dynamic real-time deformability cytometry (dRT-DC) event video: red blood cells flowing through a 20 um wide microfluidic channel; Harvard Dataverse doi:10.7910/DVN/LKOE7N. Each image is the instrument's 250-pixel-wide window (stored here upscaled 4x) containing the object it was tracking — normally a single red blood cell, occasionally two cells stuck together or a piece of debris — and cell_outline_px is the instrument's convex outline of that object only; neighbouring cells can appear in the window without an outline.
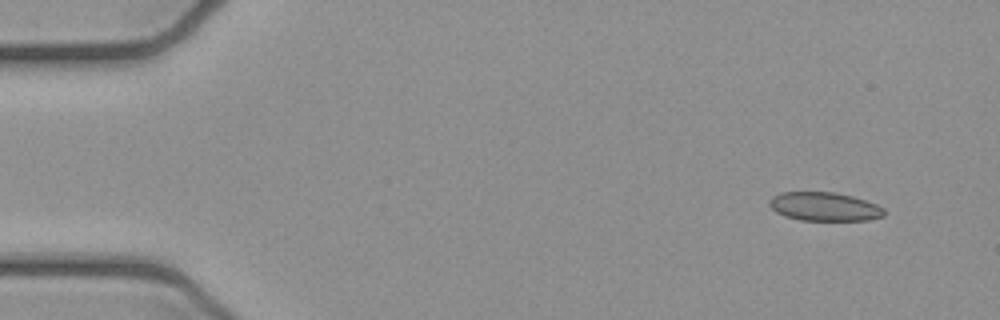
{"species": "common noctule bat (a hibernating species)", "species_latin": "Nyctalus noctula", "temperature_condition": "cold", "stored_images_in_passage": 6, "camera_frame_rate_fps": 3000, "um_per_image_px": 0.085, "animal": {"sex": "female", "body_mass_g": 21.9}, "frame": {"image": 1, "passage_image": 1, "time_ms": 0.0, "image_size_px": [1000, 320], "cell_outline_px": [[884, 216], [868, 220], [800, 220], [784, 216], [776, 212], [768, 204], [768, 200], [772, 196], [780, 192], [832, 192], [852, 196], [876, 204], [884, 208]], "centroid_in_image_um": [70.04, 17.56], "position_along_channel_um": 15.0, "area_um2": 19.19}}
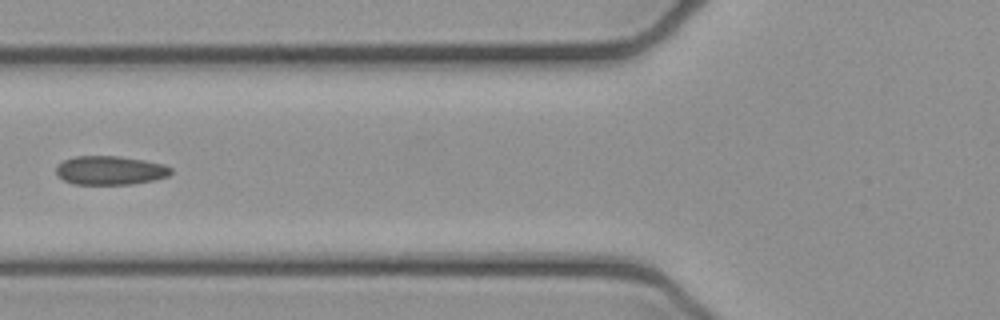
{"frame": {"image": 2, "passage_image": 5, "time_ms": 1.333, "image_size_px": [1000, 320], "cell_outline_px": [[172, 172], [168, 176], [152, 180], [132, 184], [72, 184], [56, 176], [56, 168], [64, 160], [76, 156], [120, 156], [144, 160], [164, 164], [172, 168]], "centroid_in_image_um": [9.36, 14.48], "position_along_channel_um": 116.4, "area_um2": 19.31}}
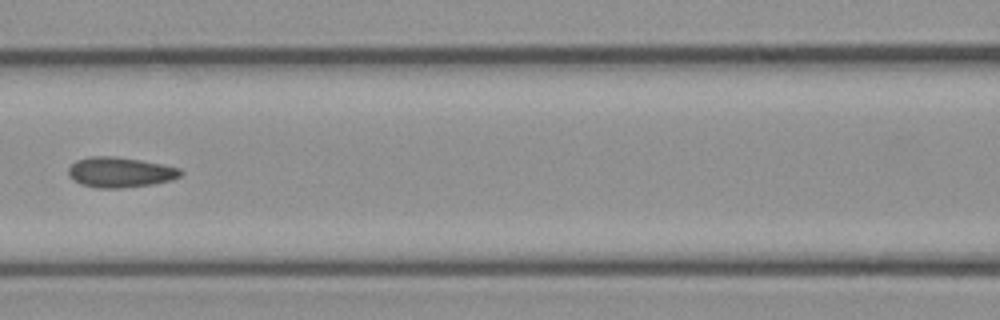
{"frame": {"image": 3, "passage_image": 6, "time_ms": 1.667, "image_size_px": [1000, 320], "cell_outline_px": [[184, 172], [180, 176], [172, 180], [152, 184], [120, 188], [96, 188], [80, 184], [68, 176], [68, 168], [76, 160], [88, 156], [116, 156], [140, 160], [180, 168]], "centroid_in_image_um": [10.19, 14.64], "position_along_channel_um": 156.4, "area_um2": 19.88}}